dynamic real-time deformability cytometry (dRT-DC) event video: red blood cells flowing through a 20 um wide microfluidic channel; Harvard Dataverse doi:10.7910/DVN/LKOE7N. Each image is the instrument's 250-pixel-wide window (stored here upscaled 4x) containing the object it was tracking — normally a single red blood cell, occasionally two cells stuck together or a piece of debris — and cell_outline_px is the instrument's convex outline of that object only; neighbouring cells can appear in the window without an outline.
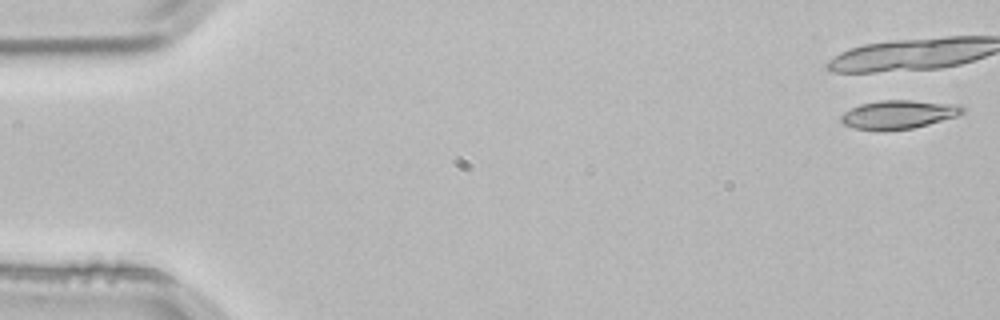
{"species": "common noctule bat (a hibernating species)", "species_latin": "Nyctalus noctula", "temperature_condition": "room temperature", "stored_images_in_passage": 19, "camera_frame_rate_fps": 3000, "um_per_image_px": 0.085, "animal": {"sex": "male", "body_mass_g": 21.5, "forearm_length_mm": 52.0}, "frame": {"image": 1, "passage_image": 1, "time_ms": 0.0, "image_size_px": [1000, 320], "cell_outline_px": [[964, 112], [956, 116], [928, 124], [912, 128], [884, 132], [876, 132], [856, 128], [844, 124], [840, 120], [840, 116], [844, 112], [860, 104], [880, 100], [912, 100], [960, 104], [964, 108]], "centroid_in_image_um": [76.35, 9.74], "position_along_channel_um": 8.6, "area_um2": 20.52}}